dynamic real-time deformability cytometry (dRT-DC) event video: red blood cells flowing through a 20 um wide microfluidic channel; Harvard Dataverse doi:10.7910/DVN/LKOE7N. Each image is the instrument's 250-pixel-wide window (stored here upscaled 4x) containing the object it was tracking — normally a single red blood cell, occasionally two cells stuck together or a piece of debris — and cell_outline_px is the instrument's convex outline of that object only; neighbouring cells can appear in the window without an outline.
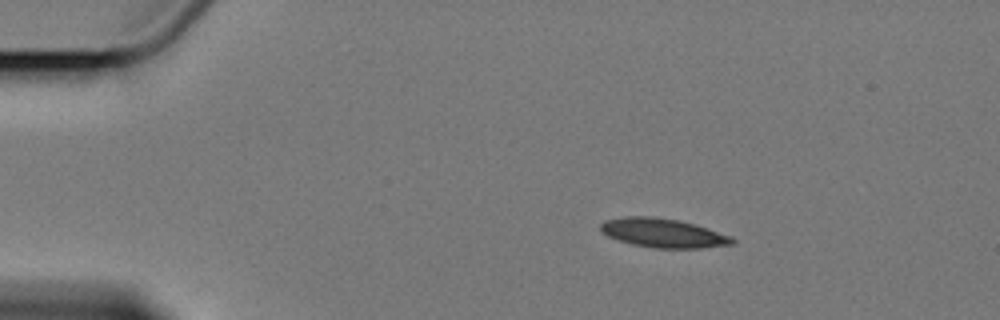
{"species": "Egyptian fruit bat (a non-hibernating species)", "species_latin": "Rousettus aegyptiacus", "temperature_condition": "cold", "stored_images_in_passage": 4, "camera_frame_rate_fps": 3000, "um_per_image_px": 0.085, "animal": {"sex": "female"}, "frame": {"image": 1, "passage_image": 2, "time_ms": 2.333, "image_size_px": [1000, 320], "cell_outline_px": [[736, 244], [700, 248], [656, 248], [632, 244], [608, 236], [600, 228], [600, 224], [604, 220], [624, 216], [652, 216], [680, 220], [696, 224], [732, 236], [736, 240]], "centroid_in_image_um": [56.41, 19.79], "position_along_channel_um": 28.6, "area_um2": 22.43}}